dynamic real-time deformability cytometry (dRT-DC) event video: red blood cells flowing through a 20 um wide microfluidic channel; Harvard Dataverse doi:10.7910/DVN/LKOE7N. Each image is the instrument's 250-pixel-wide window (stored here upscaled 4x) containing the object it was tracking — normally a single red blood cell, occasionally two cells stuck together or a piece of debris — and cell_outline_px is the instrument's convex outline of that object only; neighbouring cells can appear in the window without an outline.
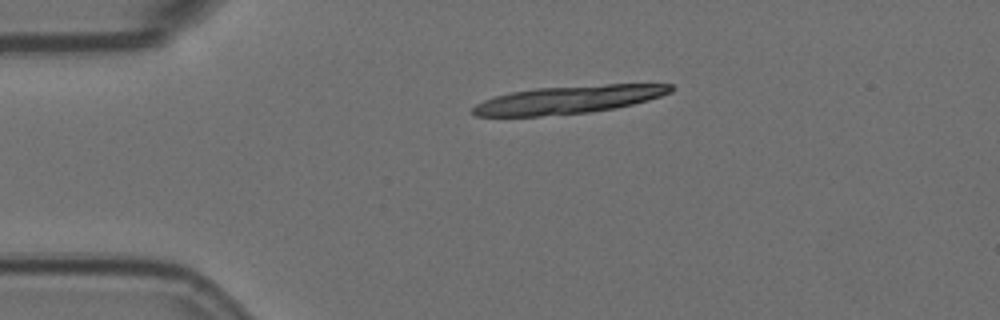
{"species": "Egyptian fruit bat (a non-hibernating species)", "species_latin": "Rousettus aegyptiacus", "temperature_condition": "room temperature", "stored_images_in_passage": 4, "segment_of_instrument_passage": [1, 2], "camera_frame_rate_fps": 3000, "um_per_image_px": 0.085, "animal": {"sex": "female"}, "frame": {"image": 1, "passage_image": 1, "time_ms": 0.0, "image_size_px": [1000, 320], "cell_outline_px": [[676, 88], [672, 92], [648, 100], [616, 108], [588, 112], [540, 116], [476, 116], [472, 112], [472, 108], [476, 104], [484, 100], [496, 96], [512, 92], [536, 88], [604, 84], [672, 84]], "centroid_in_image_um": [48.36, 8.46], "position_along_channel_um": 36.6, "area_um2": 32.08}}